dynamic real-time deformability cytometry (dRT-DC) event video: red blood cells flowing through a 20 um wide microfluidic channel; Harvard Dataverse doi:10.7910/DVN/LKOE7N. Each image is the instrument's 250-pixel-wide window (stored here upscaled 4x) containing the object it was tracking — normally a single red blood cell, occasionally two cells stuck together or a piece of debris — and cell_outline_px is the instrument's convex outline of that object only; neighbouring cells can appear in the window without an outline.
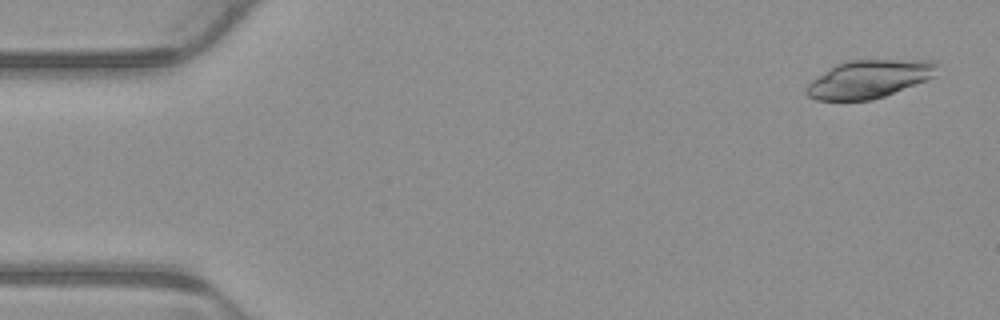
{"species": "common noctule bat (a hibernating species)", "species_latin": "Nyctalus noctula", "temperature_condition": "warm", "stored_images_in_passage": 5, "camera_frame_rate_fps": 3000, "um_per_image_px": 0.085, "animal": {"sex": "male", "body_mass_g": 23.1, "forearm_length_mm": 52.7}, "frame": {"image": 1, "passage_image": 1, "time_ms": 0.0, "image_size_px": [1000, 320], "cell_outline_px": [[940, 64], [932, 76], [928, 80], [884, 96], [872, 100], [816, 100], [808, 96], [804, 92], [804, 88], [812, 80], [836, 64], [848, 60], [932, 60]], "centroid_in_image_um": [73.86, 6.72], "position_along_channel_um": 11.1, "area_um2": 28.9}}